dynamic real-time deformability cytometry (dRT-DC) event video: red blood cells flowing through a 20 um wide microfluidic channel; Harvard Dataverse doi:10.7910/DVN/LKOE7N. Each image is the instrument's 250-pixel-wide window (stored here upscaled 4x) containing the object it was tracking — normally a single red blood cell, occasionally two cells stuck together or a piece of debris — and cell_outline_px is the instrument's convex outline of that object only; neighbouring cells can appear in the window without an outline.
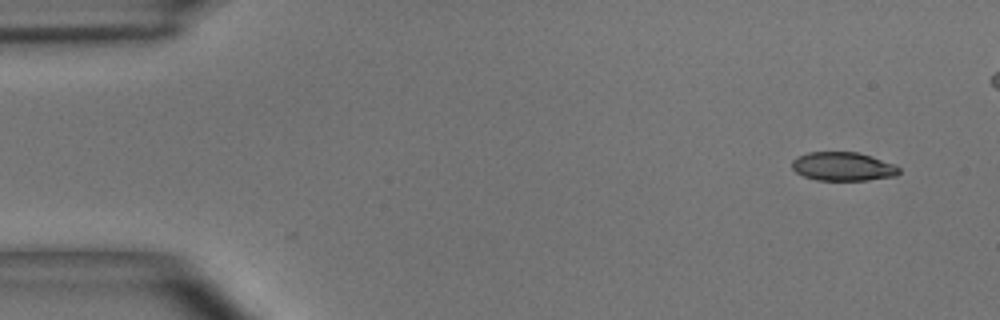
{"species": "common noctule bat (a hibernating species)", "species_latin": "Nyctalus noctula", "temperature_condition": "room temperature", "stored_images_in_passage": 7, "camera_frame_rate_fps": 3000, "um_per_image_px": 0.085, "animal": {"sex": "male", "body_mass_g": 15.6}, "frame": {"image": 1, "passage_image": 1, "time_ms": 0.0, "image_size_px": [1000, 320], "cell_outline_px": [[900, 172], [896, 176], [868, 180], [816, 180], [804, 176], [796, 172], [792, 168], [792, 160], [796, 156], [808, 152], [856, 152], [872, 156], [896, 164], [900, 168]], "centroid_in_image_um": [71.67, 14.15], "position_along_channel_um": 13.3, "area_um2": 18.09}}
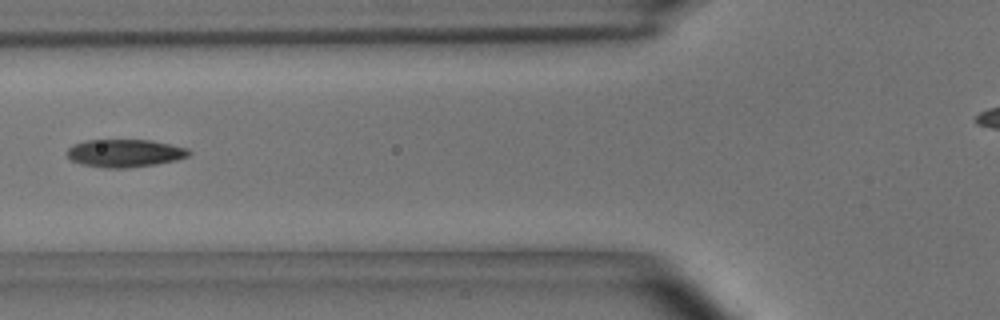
{"frame": {"image": 2, "passage_image": 6, "time_ms": 1.667, "image_size_px": [1000, 320], "cell_outline_px": [[192, 152], [188, 156], [176, 160], [156, 164], [128, 168], [108, 168], [80, 164], [72, 160], [68, 156], [68, 148], [72, 144], [84, 140], [152, 140], [172, 144], [188, 148]], "centroid_in_image_um": [10.63, 13.01], "position_along_channel_um": 115.2, "area_um2": 19.88}}